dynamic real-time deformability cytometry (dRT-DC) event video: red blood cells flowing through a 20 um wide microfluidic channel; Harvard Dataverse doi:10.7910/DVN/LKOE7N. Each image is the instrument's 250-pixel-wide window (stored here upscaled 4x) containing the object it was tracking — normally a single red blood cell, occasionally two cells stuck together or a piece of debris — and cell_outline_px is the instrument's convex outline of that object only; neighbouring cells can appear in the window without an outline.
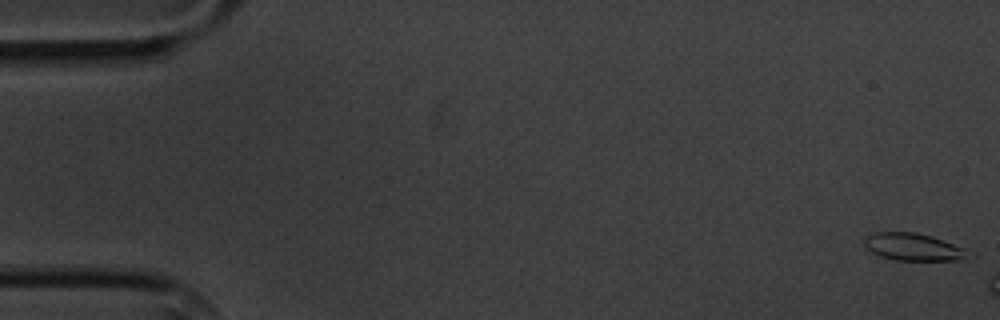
{"species": "common noctule bat (a hibernating species)", "species_latin": "Nyctalus noctula", "temperature_condition": "cold", "stored_images_in_passage": 4, "camera_frame_rate_fps": 3000, "um_per_image_px": 0.085, "animal": {"sex": "male", "body_mass_g": 20.1, "forearm_length_mm": 53.5}, "frame": {"image": 1, "passage_image": 1, "time_ms": 0.0, "image_size_px": [1000, 320], "cell_outline_px": [[976, 256], [964, 260], [896, 260], [880, 256], [864, 248], [864, 240], [868, 236], [876, 232], [916, 232], [932, 236], [964, 248]], "centroid_in_image_um": [77.69, 21.0], "position_along_channel_um": 7.3, "area_um2": 16.76}}